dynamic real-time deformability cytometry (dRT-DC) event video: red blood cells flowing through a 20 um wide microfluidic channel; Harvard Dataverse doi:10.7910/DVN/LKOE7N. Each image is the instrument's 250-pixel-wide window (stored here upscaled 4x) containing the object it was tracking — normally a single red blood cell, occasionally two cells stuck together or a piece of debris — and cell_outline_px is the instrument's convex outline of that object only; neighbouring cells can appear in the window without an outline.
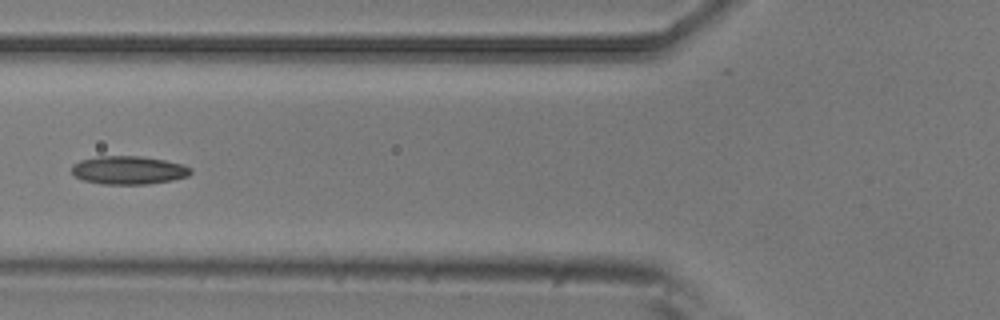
{"species": "common noctule bat (a hibernating species)", "species_latin": "Nyctalus noctula", "temperature_condition": "room temperature", "stored_images_in_passage": 6, "camera_frame_rate_fps": 3000, "um_per_image_px": 0.085, "animal": {"sex": "male", "body_mass_g": 20.5, "forearm_length_mm": 52.5}, "frame": {"image": 1, "passage_image": 5, "time_ms": 1.333, "image_size_px": [1000, 320], "cell_outline_px": [[192, 172], [188, 176], [172, 180], [148, 184], [104, 184], [84, 180], [76, 176], [72, 172], [72, 164], [80, 160], [100, 156], [140, 156], [164, 160], [180, 164], [192, 168]], "centroid_in_image_um": [10.93, 14.46], "position_along_channel_um": 114.9, "area_um2": 19.48}}
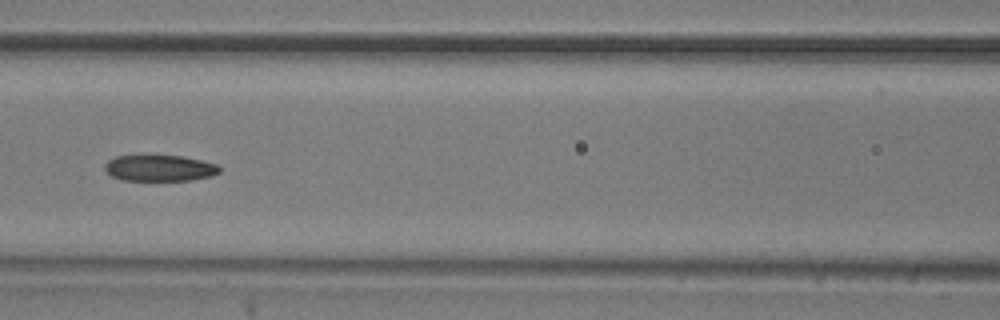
{"frame": {"image": 2, "passage_image": 6, "time_ms": 1.667, "image_size_px": [1000, 320], "cell_outline_px": [[220, 172], [212, 176], [192, 180], [120, 180], [112, 176], [104, 168], [104, 164], [108, 160], [116, 156], [180, 156], [200, 160], [216, 164], [220, 168]], "centroid_in_image_um": [13.56, 14.3], "position_along_channel_um": 153.0, "area_um2": 17.34}}